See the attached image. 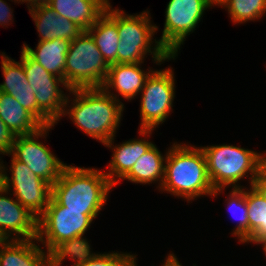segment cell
<instances>
[{"mask_svg": "<svg viewBox=\"0 0 266 266\" xmlns=\"http://www.w3.org/2000/svg\"><path fill=\"white\" fill-rule=\"evenodd\" d=\"M52 126L55 125L43 126L33 134L15 136L11 151L7 154L25 163L34 174L51 185L67 166L38 140L39 137H46Z\"/></svg>", "mask_w": 266, "mask_h": 266, "instance_id": "11", "label": "cell"}, {"mask_svg": "<svg viewBox=\"0 0 266 266\" xmlns=\"http://www.w3.org/2000/svg\"><path fill=\"white\" fill-rule=\"evenodd\" d=\"M109 0H50L48 6L87 31L105 13Z\"/></svg>", "mask_w": 266, "mask_h": 266, "instance_id": "18", "label": "cell"}, {"mask_svg": "<svg viewBox=\"0 0 266 266\" xmlns=\"http://www.w3.org/2000/svg\"><path fill=\"white\" fill-rule=\"evenodd\" d=\"M201 149L206 158L208 177L214 188L212 197L223 192L229 185L232 188H242L237 182L249 175L251 186L264 167L266 154H259L254 150L227 144L201 146Z\"/></svg>", "mask_w": 266, "mask_h": 266, "instance_id": "5", "label": "cell"}, {"mask_svg": "<svg viewBox=\"0 0 266 266\" xmlns=\"http://www.w3.org/2000/svg\"><path fill=\"white\" fill-rule=\"evenodd\" d=\"M11 158V177L0 161V184L9 192L12 190L16 200L39 218L52 198V185L34 174L25 163Z\"/></svg>", "mask_w": 266, "mask_h": 266, "instance_id": "10", "label": "cell"}, {"mask_svg": "<svg viewBox=\"0 0 266 266\" xmlns=\"http://www.w3.org/2000/svg\"><path fill=\"white\" fill-rule=\"evenodd\" d=\"M28 83L36 96L38 106V121L43 126L56 125L63 116L65 107L70 103L62 88L70 91L65 80L46 71L38 62L32 59L23 49L21 57Z\"/></svg>", "mask_w": 266, "mask_h": 266, "instance_id": "8", "label": "cell"}, {"mask_svg": "<svg viewBox=\"0 0 266 266\" xmlns=\"http://www.w3.org/2000/svg\"><path fill=\"white\" fill-rule=\"evenodd\" d=\"M113 187L104 171L67 165L52 185V197L65 210L99 214Z\"/></svg>", "mask_w": 266, "mask_h": 266, "instance_id": "3", "label": "cell"}, {"mask_svg": "<svg viewBox=\"0 0 266 266\" xmlns=\"http://www.w3.org/2000/svg\"><path fill=\"white\" fill-rule=\"evenodd\" d=\"M264 167L266 168V156H264Z\"/></svg>", "mask_w": 266, "mask_h": 266, "instance_id": "36", "label": "cell"}, {"mask_svg": "<svg viewBox=\"0 0 266 266\" xmlns=\"http://www.w3.org/2000/svg\"><path fill=\"white\" fill-rule=\"evenodd\" d=\"M266 200V168L263 167L251 185Z\"/></svg>", "mask_w": 266, "mask_h": 266, "instance_id": "29", "label": "cell"}, {"mask_svg": "<svg viewBox=\"0 0 266 266\" xmlns=\"http://www.w3.org/2000/svg\"><path fill=\"white\" fill-rule=\"evenodd\" d=\"M149 141L145 138L131 139L114 146V137H112L104 144L113 150L112 159L108 165L109 172L107 170L104 173L114 186L119 183V179H123L131 171L137 159L148 152L154 145Z\"/></svg>", "mask_w": 266, "mask_h": 266, "instance_id": "17", "label": "cell"}, {"mask_svg": "<svg viewBox=\"0 0 266 266\" xmlns=\"http://www.w3.org/2000/svg\"><path fill=\"white\" fill-rule=\"evenodd\" d=\"M172 68L154 70L141 90L139 134L150 137L152 131L166 121L172 111L175 97V79Z\"/></svg>", "mask_w": 266, "mask_h": 266, "instance_id": "9", "label": "cell"}, {"mask_svg": "<svg viewBox=\"0 0 266 266\" xmlns=\"http://www.w3.org/2000/svg\"><path fill=\"white\" fill-rule=\"evenodd\" d=\"M6 241V238L0 233V246H2Z\"/></svg>", "mask_w": 266, "mask_h": 266, "instance_id": "34", "label": "cell"}, {"mask_svg": "<svg viewBox=\"0 0 266 266\" xmlns=\"http://www.w3.org/2000/svg\"><path fill=\"white\" fill-rule=\"evenodd\" d=\"M8 193L0 184V233L6 240L37 239L38 217Z\"/></svg>", "mask_w": 266, "mask_h": 266, "instance_id": "13", "label": "cell"}, {"mask_svg": "<svg viewBox=\"0 0 266 266\" xmlns=\"http://www.w3.org/2000/svg\"><path fill=\"white\" fill-rule=\"evenodd\" d=\"M150 18L147 10L138 15H128L117 8V29L120 40L117 49L118 64L143 63L147 53L152 55V61L156 65L175 59L176 56H170L158 40L155 39L154 43L153 36L158 27L151 23ZM153 43L155 45L152 48Z\"/></svg>", "mask_w": 266, "mask_h": 266, "instance_id": "6", "label": "cell"}, {"mask_svg": "<svg viewBox=\"0 0 266 266\" xmlns=\"http://www.w3.org/2000/svg\"><path fill=\"white\" fill-rule=\"evenodd\" d=\"M227 197V207L237 218L238 224L233 230V235L239 242L244 243L248 239V205L246 202V190L244 188H232ZM239 217V218H238Z\"/></svg>", "mask_w": 266, "mask_h": 266, "instance_id": "27", "label": "cell"}, {"mask_svg": "<svg viewBox=\"0 0 266 266\" xmlns=\"http://www.w3.org/2000/svg\"><path fill=\"white\" fill-rule=\"evenodd\" d=\"M35 241L7 240L0 246V266H57V259Z\"/></svg>", "mask_w": 266, "mask_h": 266, "instance_id": "15", "label": "cell"}, {"mask_svg": "<svg viewBox=\"0 0 266 266\" xmlns=\"http://www.w3.org/2000/svg\"><path fill=\"white\" fill-rule=\"evenodd\" d=\"M161 192L183 197L188 202L200 196H212L214 188L207 173L206 158L201 147L177 144L168 148Z\"/></svg>", "mask_w": 266, "mask_h": 266, "instance_id": "2", "label": "cell"}, {"mask_svg": "<svg viewBox=\"0 0 266 266\" xmlns=\"http://www.w3.org/2000/svg\"><path fill=\"white\" fill-rule=\"evenodd\" d=\"M27 3V7H28V11L30 9L39 7V6H43V5H48L50 0H19V3Z\"/></svg>", "mask_w": 266, "mask_h": 266, "instance_id": "31", "label": "cell"}, {"mask_svg": "<svg viewBox=\"0 0 266 266\" xmlns=\"http://www.w3.org/2000/svg\"><path fill=\"white\" fill-rule=\"evenodd\" d=\"M109 67L91 35L83 31L70 42L65 82L70 90L102 88Z\"/></svg>", "mask_w": 266, "mask_h": 266, "instance_id": "7", "label": "cell"}, {"mask_svg": "<svg viewBox=\"0 0 266 266\" xmlns=\"http://www.w3.org/2000/svg\"><path fill=\"white\" fill-rule=\"evenodd\" d=\"M96 46L110 66L117 63L119 33L117 29V8L109 4L105 13L87 30Z\"/></svg>", "mask_w": 266, "mask_h": 266, "instance_id": "20", "label": "cell"}, {"mask_svg": "<svg viewBox=\"0 0 266 266\" xmlns=\"http://www.w3.org/2000/svg\"><path fill=\"white\" fill-rule=\"evenodd\" d=\"M98 214L65 210L53 197L38 218L37 241L56 259L70 251L90 248L84 236ZM45 236V237H44Z\"/></svg>", "mask_w": 266, "mask_h": 266, "instance_id": "4", "label": "cell"}, {"mask_svg": "<svg viewBox=\"0 0 266 266\" xmlns=\"http://www.w3.org/2000/svg\"><path fill=\"white\" fill-rule=\"evenodd\" d=\"M142 63L135 64H113L110 65L107 77L102 85L106 93L114 89L123 99L131 100L140 94L144 87L145 81L153 71L141 69ZM111 89V90H110Z\"/></svg>", "mask_w": 266, "mask_h": 266, "instance_id": "16", "label": "cell"}, {"mask_svg": "<svg viewBox=\"0 0 266 266\" xmlns=\"http://www.w3.org/2000/svg\"><path fill=\"white\" fill-rule=\"evenodd\" d=\"M167 152L163 154L153 145L148 152L137 159L131 171L123 178L133 183L150 184L159 181V190L165 174Z\"/></svg>", "mask_w": 266, "mask_h": 266, "instance_id": "23", "label": "cell"}, {"mask_svg": "<svg viewBox=\"0 0 266 266\" xmlns=\"http://www.w3.org/2000/svg\"><path fill=\"white\" fill-rule=\"evenodd\" d=\"M14 137L15 136L0 118V155H6L10 153Z\"/></svg>", "mask_w": 266, "mask_h": 266, "instance_id": "28", "label": "cell"}, {"mask_svg": "<svg viewBox=\"0 0 266 266\" xmlns=\"http://www.w3.org/2000/svg\"><path fill=\"white\" fill-rule=\"evenodd\" d=\"M227 0H207L208 4L210 6H216V5H220V6H223V4L226 2Z\"/></svg>", "mask_w": 266, "mask_h": 266, "instance_id": "33", "label": "cell"}, {"mask_svg": "<svg viewBox=\"0 0 266 266\" xmlns=\"http://www.w3.org/2000/svg\"><path fill=\"white\" fill-rule=\"evenodd\" d=\"M136 256L130 253H91V247L66 252L57 258V266L63 264L64 259L70 257L75 261L72 266H137Z\"/></svg>", "mask_w": 266, "mask_h": 266, "instance_id": "24", "label": "cell"}, {"mask_svg": "<svg viewBox=\"0 0 266 266\" xmlns=\"http://www.w3.org/2000/svg\"><path fill=\"white\" fill-rule=\"evenodd\" d=\"M248 205V239L244 242L261 245L266 240V200L250 186L246 190Z\"/></svg>", "mask_w": 266, "mask_h": 266, "instance_id": "25", "label": "cell"}, {"mask_svg": "<svg viewBox=\"0 0 266 266\" xmlns=\"http://www.w3.org/2000/svg\"><path fill=\"white\" fill-rule=\"evenodd\" d=\"M261 244L263 245L261 247H263V252H265L264 254L266 256V240L264 242H262Z\"/></svg>", "mask_w": 266, "mask_h": 266, "instance_id": "35", "label": "cell"}, {"mask_svg": "<svg viewBox=\"0 0 266 266\" xmlns=\"http://www.w3.org/2000/svg\"><path fill=\"white\" fill-rule=\"evenodd\" d=\"M1 69L4 81L0 84V92L10 94L38 120L36 96L26 78L22 59L16 62L3 52Z\"/></svg>", "mask_w": 266, "mask_h": 266, "instance_id": "14", "label": "cell"}, {"mask_svg": "<svg viewBox=\"0 0 266 266\" xmlns=\"http://www.w3.org/2000/svg\"><path fill=\"white\" fill-rule=\"evenodd\" d=\"M0 118L14 136L29 135L43 125L8 93L0 92Z\"/></svg>", "mask_w": 266, "mask_h": 266, "instance_id": "22", "label": "cell"}, {"mask_svg": "<svg viewBox=\"0 0 266 266\" xmlns=\"http://www.w3.org/2000/svg\"><path fill=\"white\" fill-rule=\"evenodd\" d=\"M222 7L227 8L233 23L260 20L266 13V0H227Z\"/></svg>", "mask_w": 266, "mask_h": 266, "instance_id": "26", "label": "cell"}, {"mask_svg": "<svg viewBox=\"0 0 266 266\" xmlns=\"http://www.w3.org/2000/svg\"><path fill=\"white\" fill-rule=\"evenodd\" d=\"M210 7L207 0H170L168 2L164 29L158 41L170 56H177L184 39L195 30L204 11Z\"/></svg>", "mask_w": 266, "mask_h": 266, "instance_id": "12", "label": "cell"}, {"mask_svg": "<svg viewBox=\"0 0 266 266\" xmlns=\"http://www.w3.org/2000/svg\"><path fill=\"white\" fill-rule=\"evenodd\" d=\"M69 93L74 95L73 103L69 109L65 107L63 116L68 115L78 129L103 145L115 137L124 110L115 93L102 88L72 89Z\"/></svg>", "mask_w": 266, "mask_h": 266, "instance_id": "1", "label": "cell"}, {"mask_svg": "<svg viewBox=\"0 0 266 266\" xmlns=\"http://www.w3.org/2000/svg\"><path fill=\"white\" fill-rule=\"evenodd\" d=\"M70 42L67 39L38 41L36 50L24 43L22 49L50 74L65 80V61Z\"/></svg>", "mask_w": 266, "mask_h": 266, "instance_id": "21", "label": "cell"}, {"mask_svg": "<svg viewBox=\"0 0 266 266\" xmlns=\"http://www.w3.org/2000/svg\"><path fill=\"white\" fill-rule=\"evenodd\" d=\"M162 266H182L177 257L173 253H169Z\"/></svg>", "mask_w": 266, "mask_h": 266, "instance_id": "32", "label": "cell"}, {"mask_svg": "<svg viewBox=\"0 0 266 266\" xmlns=\"http://www.w3.org/2000/svg\"><path fill=\"white\" fill-rule=\"evenodd\" d=\"M39 33V41L53 39H67L72 41L83 30L67 18L54 12L48 5L39 6L29 10Z\"/></svg>", "mask_w": 266, "mask_h": 266, "instance_id": "19", "label": "cell"}, {"mask_svg": "<svg viewBox=\"0 0 266 266\" xmlns=\"http://www.w3.org/2000/svg\"><path fill=\"white\" fill-rule=\"evenodd\" d=\"M11 7L8 6V3L4 0H0V25L1 26H6L10 25L12 19H13V14H12ZM10 22V23H9Z\"/></svg>", "mask_w": 266, "mask_h": 266, "instance_id": "30", "label": "cell"}]
</instances>
